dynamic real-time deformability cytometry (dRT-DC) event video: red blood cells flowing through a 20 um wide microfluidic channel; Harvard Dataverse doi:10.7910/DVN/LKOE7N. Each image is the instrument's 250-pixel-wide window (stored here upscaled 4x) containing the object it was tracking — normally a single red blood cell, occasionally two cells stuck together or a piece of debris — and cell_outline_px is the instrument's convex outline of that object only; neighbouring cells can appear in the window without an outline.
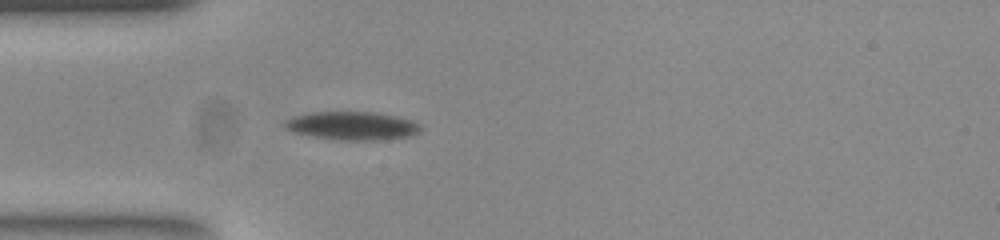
{"species": "common noctule bat (a hibernating species)", "species_latin": "Nyctalus noctula", "temperature_condition": "room temperature", "stored_images_in_passage": 40, "camera_frame_rate_fps": 3000, "um_per_image_px": 0.085, "animal": {"sex": "female", "body_mass_g": 23.0, "forearm_length_mm": 53.4}, "frame": {"image": 1, "passage_image": 1, "time_ms": 0.0, "image_size_px": [1000, 240], "cell_outline_px": [[420, 132], [412, 136], [380, 140], [344, 140], [312, 136], [296, 132], [284, 128], [280, 124], [284, 120], [292, 116], [312, 112], [372, 112], [396, 116], [412, 120], [420, 124]], "centroid_in_image_um": [29.92, 10.69], "position_along_channel_um": 55.1, "area_um2": 22.54}}
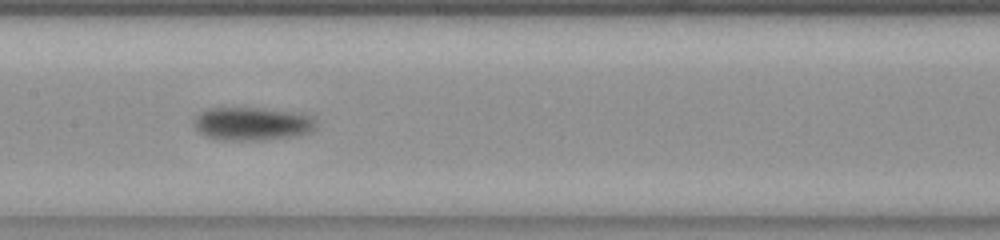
{"frame": {"image": 2, "passage_image": 12, "time_ms": 3.667, "image_size_px": [1000, 240], "cell_outline_px": [[316, 128], [312, 132], [292, 136], [260, 140], [220, 140], [208, 136], [200, 132], [196, 128], [192, 120], [200, 112], [208, 108], [264, 108], [300, 112], [312, 116], [316, 120]], "centroid_in_image_um": [21.47, 10.5], "position_along_channel_um": 185.9, "area_um2": 23.87}}
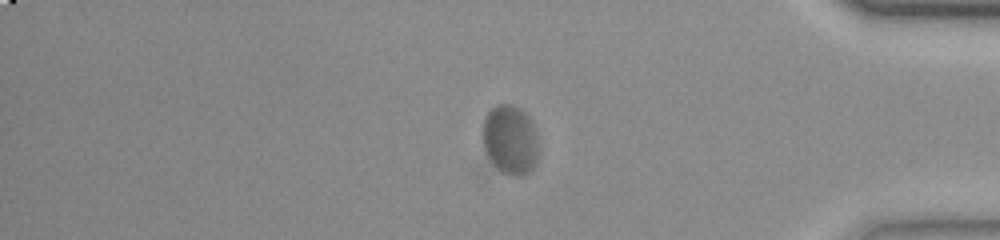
{"frame": {"image": 3, "passage_image": 31, "time_ms": 10.0, "image_size_px": [1000, 240], "cell_outline_px": [[540, 156], [536, 164], [528, 172], [520, 176], [512, 176], [500, 172], [488, 160], [484, 148], [484, 120], [488, 112], [492, 108], [500, 104], [512, 104], [520, 108], [528, 116], [536, 128], [540, 148]], "centroid_in_image_um": [43.42, 11.92], "position_along_channel_um": 391.8, "area_um2": 23.18}}